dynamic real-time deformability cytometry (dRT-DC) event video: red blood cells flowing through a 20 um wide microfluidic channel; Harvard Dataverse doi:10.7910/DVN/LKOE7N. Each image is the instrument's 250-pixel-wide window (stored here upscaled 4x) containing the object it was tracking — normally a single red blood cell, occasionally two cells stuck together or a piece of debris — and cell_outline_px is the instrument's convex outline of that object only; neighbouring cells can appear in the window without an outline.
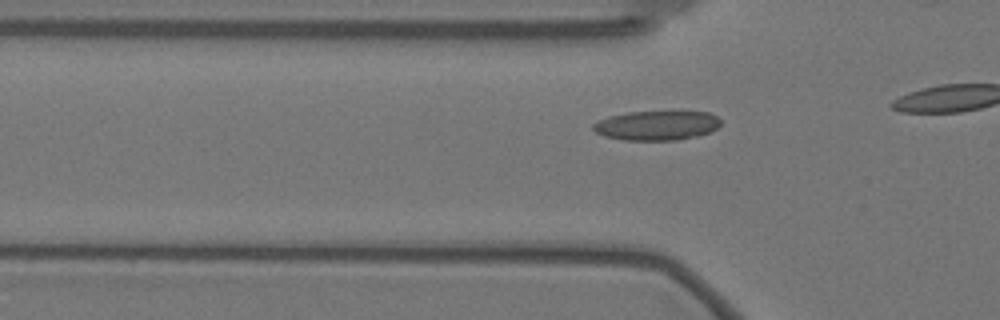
{"species": "Egyptian fruit bat (a non-hibernating species)", "species_latin": "Rousettus aegyptiacus", "temperature_condition": "warm", "stored_images_in_passage": 21, "camera_frame_rate_fps": 3000, "um_per_image_px": 0.085, "animal": {"sex": "female"}, "frame": {"image": 1, "passage_image": 15, "time_ms": 4.667, "image_size_px": [1000, 320], "cell_outline_px": [[720, 124], [716, 128], [700, 136], [676, 140], [624, 140], [604, 136], [596, 132], [592, 128], [592, 124], [608, 116], [628, 112], [708, 112], [716, 116], [720, 120]], "centroid_in_image_um": [55.8, 10.67], "position_along_channel_um": 70.0, "area_um2": 21.79}}